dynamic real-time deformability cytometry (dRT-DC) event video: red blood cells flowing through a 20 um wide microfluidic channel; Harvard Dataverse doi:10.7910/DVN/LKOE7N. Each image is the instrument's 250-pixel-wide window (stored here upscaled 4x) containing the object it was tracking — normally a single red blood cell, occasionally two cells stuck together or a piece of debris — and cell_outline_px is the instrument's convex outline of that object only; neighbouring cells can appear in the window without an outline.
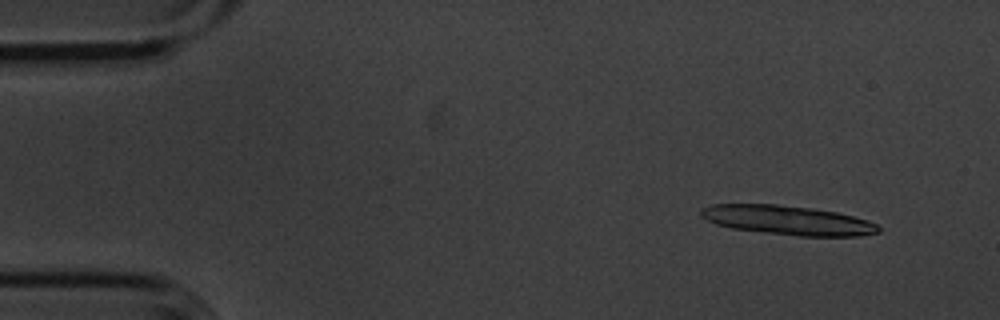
{"species": "common noctule bat (a hibernating species)", "species_latin": "Nyctalus noctula", "temperature_condition": "cold", "stored_images_in_passage": 15, "camera_frame_rate_fps": 3000, "um_per_image_px": 0.085, "animal": {"sex": "male", "body_mass_g": 20.1, "forearm_length_mm": 53.5}, "frame": {"image": 1, "passage_image": 5, "time_ms": 1.333, "image_size_px": [1000, 320], "cell_outline_px": [[880, 232], [860, 236], [800, 236], [764, 232], [732, 228], [716, 224], [700, 216], [700, 208], [712, 204], [776, 204], [812, 208], [836, 212], [868, 220], [876, 224], [880, 228]], "centroid_in_image_um": [66.95, 18.71], "position_along_channel_um": 18.1, "area_um2": 30.23}}